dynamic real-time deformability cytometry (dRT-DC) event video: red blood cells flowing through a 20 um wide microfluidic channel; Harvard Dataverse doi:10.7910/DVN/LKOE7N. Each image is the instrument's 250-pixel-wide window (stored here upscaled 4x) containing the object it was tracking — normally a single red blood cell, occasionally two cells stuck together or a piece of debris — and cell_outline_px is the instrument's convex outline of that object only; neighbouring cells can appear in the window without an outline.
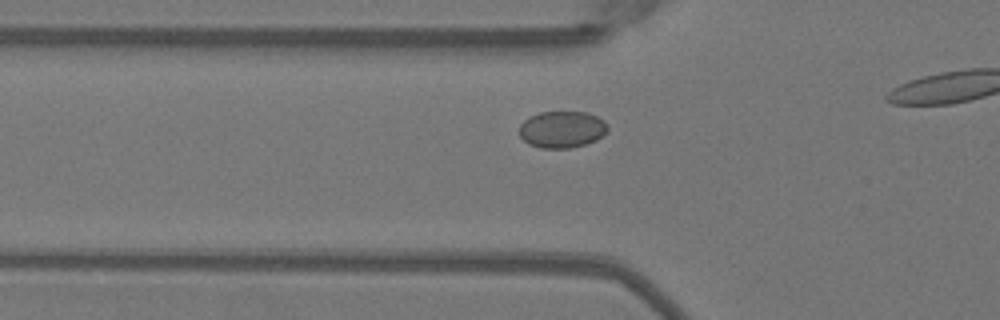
{"species": "Egyptian fruit bat (a non-hibernating species)", "species_latin": "Rousettus aegyptiacus", "temperature_condition": "warm", "stored_images_in_passage": 36, "camera_frame_rate_fps": 3000, "um_per_image_px": 0.085, "animal": {"sex": "female"}, "frame": {"image": 1, "passage_image": 12, "time_ms": 3.667, "image_size_px": [1000, 320], "cell_outline_px": [[608, 132], [596, 140], [572, 148], [540, 148], [528, 144], [520, 136], [520, 124], [524, 120], [540, 112], [584, 112], [596, 116], [604, 120], [608, 124]], "centroid_in_image_um": [47.79, 11.01], "position_along_channel_um": 78.0, "area_um2": 18.96}}
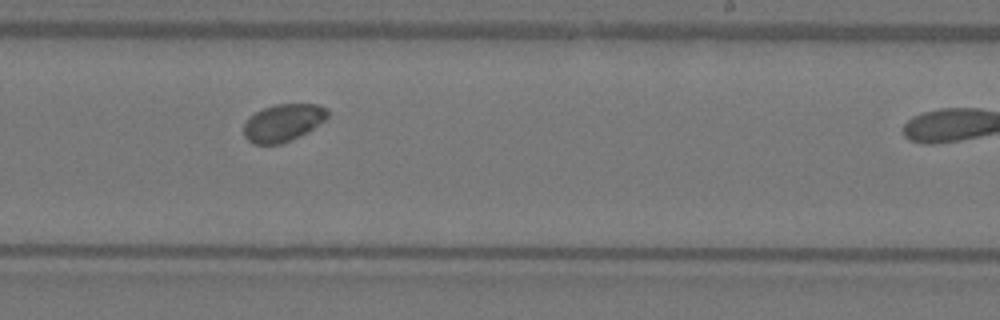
{"frame": {"image": 2, "passage_image": 26, "time_ms": 8.333, "image_size_px": [1000, 320], "cell_outline_px": [[328, 116], [324, 120], [312, 128], [280, 144], [252, 144], [244, 136], [244, 124], [248, 116], [264, 108], [276, 104], [316, 104], [328, 108]], "centroid_in_image_um": [24.02, 10.41], "position_along_channel_um": 265.0, "area_um2": 17.98}}
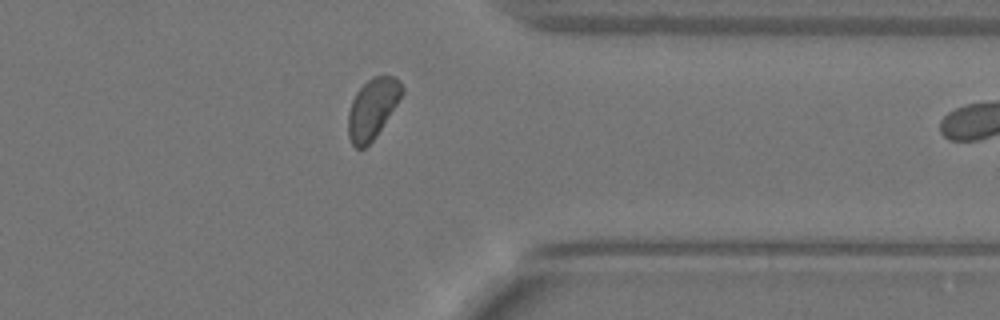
{"frame": {"image": 3, "passage_image": 35, "time_ms": 11.333, "image_size_px": [1000, 320], "cell_outline_px": [[404, 92], [376, 136], [364, 148], [356, 148], [352, 144], [348, 136], [348, 112], [352, 100], [356, 92], [372, 76], [396, 76], [400, 80], [404, 88]], "centroid_in_image_um": [31.66, 9.2], "position_along_channel_um": 379.7, "area_um2": 18.79}}